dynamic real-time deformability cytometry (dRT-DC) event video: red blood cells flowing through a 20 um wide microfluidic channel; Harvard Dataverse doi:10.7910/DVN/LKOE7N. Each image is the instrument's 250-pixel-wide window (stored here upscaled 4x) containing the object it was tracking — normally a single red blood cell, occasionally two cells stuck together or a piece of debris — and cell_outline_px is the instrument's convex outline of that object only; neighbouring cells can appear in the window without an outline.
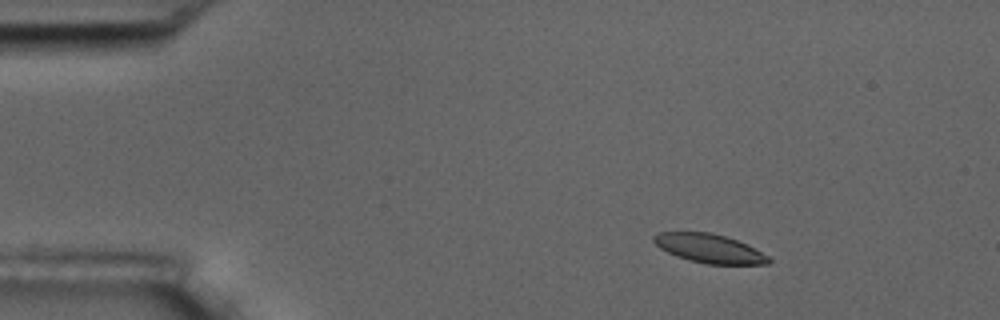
{"species": "common noctule bat (a hibernating species)", "species_latin": "Nyctalus noctula", "temperature_condition": "room temperature", "stored_images_in_passage": 9, "camera_frame_rate_fps": 3000, "um_per_image_px": 0.085, "animal": {"sex": "male", "body_mass_g": 17.5, "forearm_length_mm": 52.3}, "frame": {"image": 1, "passage_image": 2, "time_ms": 2.0, "image_size_px": [1000, 320], "cell_outline_px": [[772, 260], [768, 264], [704, 264], [688, 260], [676, 256], [660, 248], [652, 240], [652, 236], [656, 232], [712, 232], [736, 240], [768, 256]], "centroid_in_image_um": [60.23, 21.12], "position_along_channel_um": 24.8, "area_um2": 19.19}}
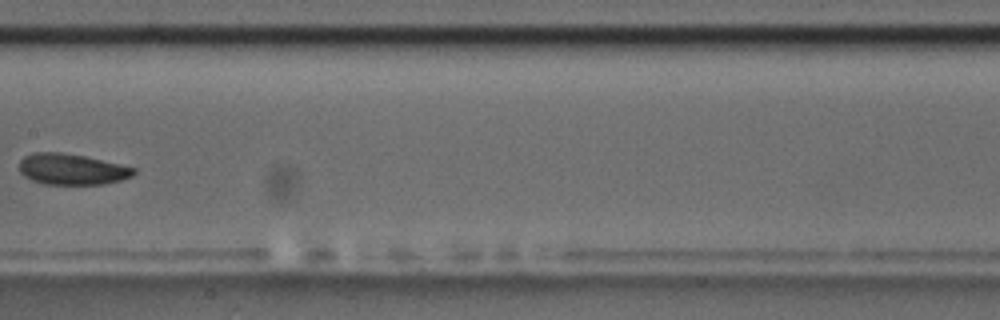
{"frame": {"image": 2, "passage_image": 8, "time_ms": 9.0, "image_size_px": [1000, 320], "cell_outline_px": [[136, 172], [132, 176], [120, 180], [104, 184], [44, 184], [32, 180], [24, 176], [20, 172], [20, 160], [24, 156], [32, 152], [60, 152], [84, 156], [120, 164], [136, 168]], "centroid_in_image_um": [6.09, 14.38], "position_along_channel_um": 201.3, "area_um2": 20.63}}
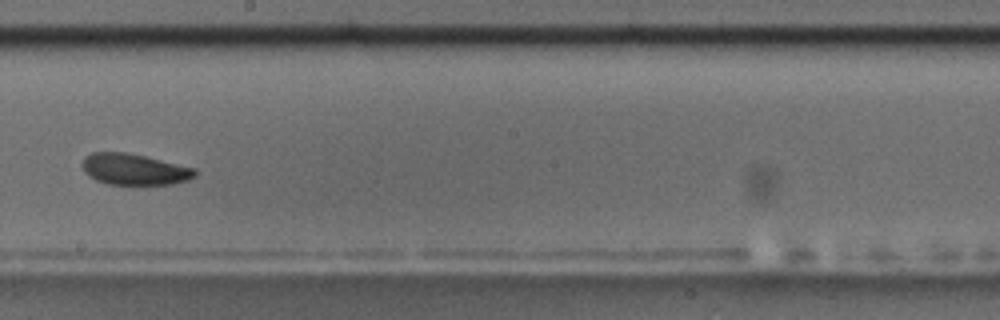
{"frame": {"image": 3, "passage_image": 9, "time_ms": 10.0, "image_size_px": [1000, 320], "cell_outline_px": [[196, 176], [188, 180], [172, 184], [108, 184], [96, 180], [88, 176], [84, 172], [80, 164], [84, 156], [92, 152], [124, 152], [144, 156], [196, 168]], "centroid_in_image_um": [11.37, 14.39], "position_along_channel_um": 236.8, "area_um2": 20.58}}